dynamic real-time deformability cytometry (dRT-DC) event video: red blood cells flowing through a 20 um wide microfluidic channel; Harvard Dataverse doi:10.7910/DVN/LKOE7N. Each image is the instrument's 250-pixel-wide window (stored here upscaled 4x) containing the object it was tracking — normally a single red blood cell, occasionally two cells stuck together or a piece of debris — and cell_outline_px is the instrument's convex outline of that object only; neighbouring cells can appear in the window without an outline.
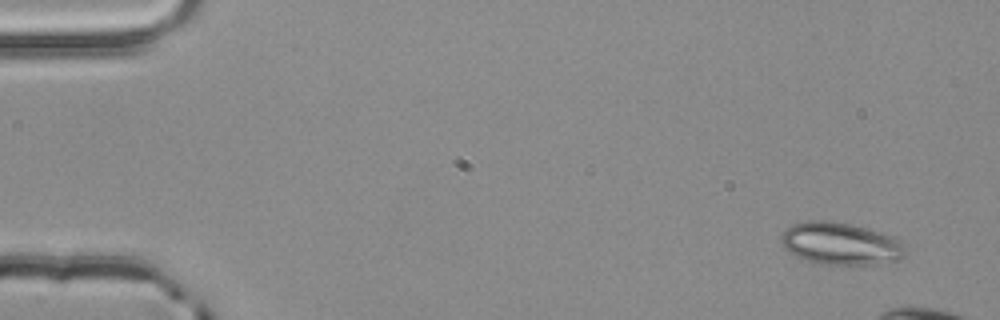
{"species": "common noctule bat (a hibernating species)", "species_latin": "Nyctalus noctula", "temperature_condition": "room temperature", "stored_images_in_passage": 3, "camera_frame_rate_fps": 3000, "um_per_image_px": 0.085, "animal": {"sex": "male", "body_mass_g": 20.4}, "frame": {"image": 1, "passage_image": 3, "time_ms": 0.667, "image_size_px": [1000, 320], "cell_outline_px": [[904, 256], [900, 260], [872, 264], [824, 264], [808, 260], [796, 256], [784, 248], [780, 240], [780, 236], [784, 228], [792, 224], [808, 220], [832, 220], [852, 224], [880, 232], [892, 236], [900, 240], [904, 248]], "centroid_in_image_um": [71.41, 20.68], "position_along_channel_um": 13.6, "area_um2": 30.69}}